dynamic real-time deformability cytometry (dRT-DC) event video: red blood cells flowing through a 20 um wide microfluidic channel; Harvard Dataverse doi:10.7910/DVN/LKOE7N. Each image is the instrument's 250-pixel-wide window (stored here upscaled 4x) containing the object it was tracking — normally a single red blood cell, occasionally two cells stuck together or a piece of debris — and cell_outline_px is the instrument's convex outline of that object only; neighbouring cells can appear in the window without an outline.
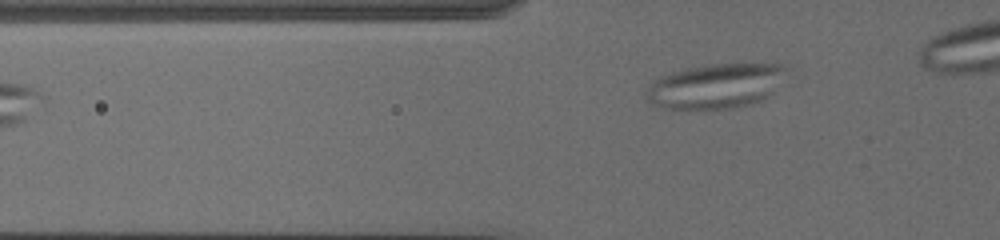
{"species": "common noctule bat (a hibernating species)", "species_latin": "Nyctalus noctula", "temperature_condition": "cold", "stored_images_in_passage": 6, "camera_frame_rate_fps": 3000, "um_per_image_px": 0.085, "animal": {"sex": "female", "body_mass_g": 19.5, "forearm_length_mm": 54.1}, "frame": {"image": 1, "passage_image": 3, "time_ms": 0.667, "image_size_px": [1000, 240], "cell_outline_px": [[784, 68], [772, 92], [768, 96], [760, 100], [748, 104], [728, 108], [668, 108], [652, 104], [648, 100], [648, 92], [652, 80], [660, 76], [672, 72], [688, 68], [712, 64], [780, 64]], "centroid_in_image_um": [60.76, 7.31], "position_along_channel_um": 65.0, "area_um2": 35.2}}